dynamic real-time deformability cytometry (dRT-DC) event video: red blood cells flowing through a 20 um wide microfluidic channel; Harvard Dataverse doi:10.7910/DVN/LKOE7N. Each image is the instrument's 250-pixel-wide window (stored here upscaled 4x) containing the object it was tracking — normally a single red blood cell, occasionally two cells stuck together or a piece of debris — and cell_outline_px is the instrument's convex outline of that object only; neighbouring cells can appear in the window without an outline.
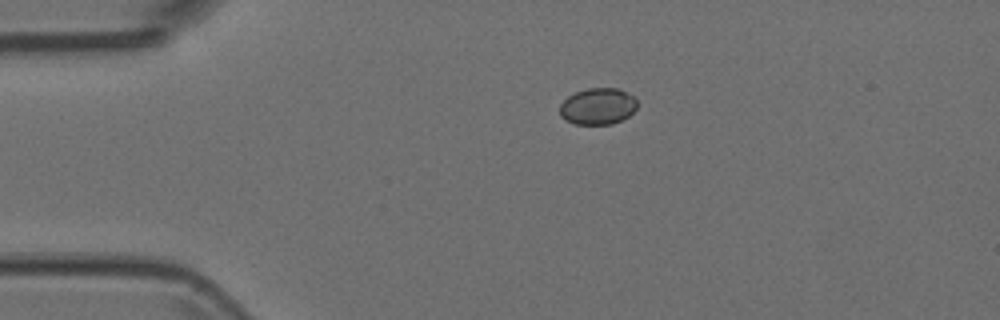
{"species": "Egyptian fruit bat (a non-hibernating species)", "species_latin": "Rousettus aegyptiacus", "temperature_condition": "room temperature", "stored_images_in_passage": 2, "camera_frame_rate_fps": 3000, "um_per_image_px": 0.085, "animal": {"sex": "female"}, "frame": {"image": 1, "passage_image": 1, "time_ms": 0.0, "image_size_px": [1000, 320], "cell_outline_px": [[636, 108], [628, 116], [612, 124], [576, 124], [564, 120], [560, 116], [560, 104], [568, 96], [576, 92], [588, 88], [620, 88], [636, 96]], "centroid_in_image_um": [50.82, 9.02], "position_along_channel_um": 34.2, "area_um2": 16.59}}